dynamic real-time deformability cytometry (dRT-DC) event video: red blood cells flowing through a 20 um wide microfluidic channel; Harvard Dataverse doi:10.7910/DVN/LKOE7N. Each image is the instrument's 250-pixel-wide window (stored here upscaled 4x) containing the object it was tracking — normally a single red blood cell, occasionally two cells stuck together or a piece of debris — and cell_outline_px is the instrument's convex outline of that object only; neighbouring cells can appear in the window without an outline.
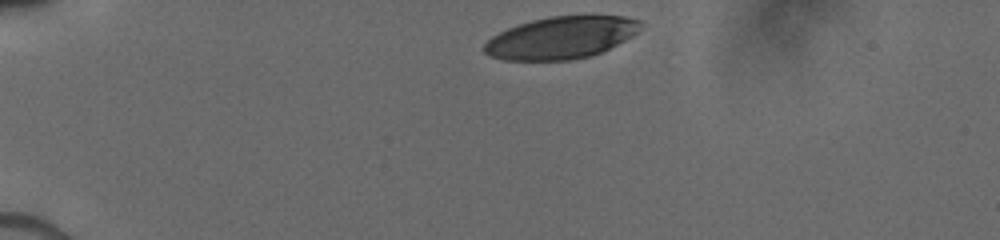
{"species": "human", "species_latin": "Homo sapiens", "temperature_condition": "cold", "stored_images_in_passage": 11, "camera_frame_rate_fps": 3000, "um_per_image_px": 0.085, "donor": {"sex": "male"}, "frame": {"image": 1, "passage_image": 1, "time_ms": 0.0, "image_size_px": [1000, 240], "cell_outline_px": [[640, 24], [636, 32], [632, 36], [600, 52], [588, 56], [572, 60], [504, 60], [488, 56], [484, 52], [484, 44], [492, 36], [508, 28], [532, 20], [548, 16], [624, 16], [640, 20]], "centroid_in_image_um": [47.64, 3.21], "position_along_channel_um": 37.4, "area_um2": 37.97}}